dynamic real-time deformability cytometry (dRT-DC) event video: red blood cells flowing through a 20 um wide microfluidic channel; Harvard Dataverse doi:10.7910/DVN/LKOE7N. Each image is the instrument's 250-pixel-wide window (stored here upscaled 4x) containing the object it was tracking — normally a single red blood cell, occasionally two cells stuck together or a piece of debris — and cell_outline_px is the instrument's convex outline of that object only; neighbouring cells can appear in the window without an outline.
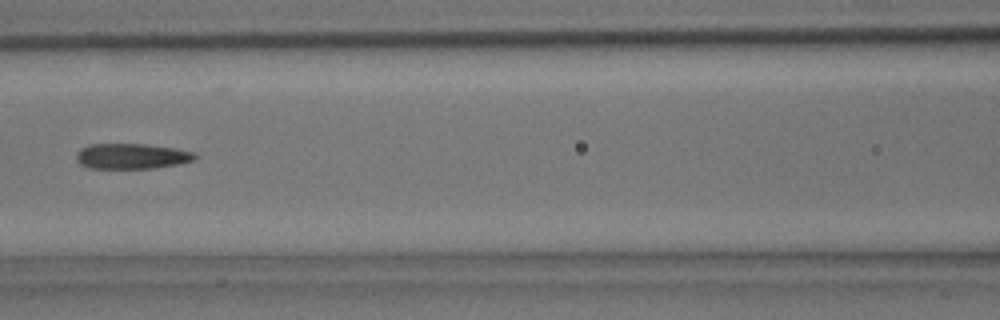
{"species": "common noctule bat (a hibernating species)", "species_latin": "Nyctalus noctula", "temperature_condition": "room temperature", "stored_images_in_passage": 44, "camera_frame_rate_fps": 3000, "um_per_image_px": 0.085, "animal": {"sex": "male", "body_mass_g": 15.6}, "frame": {"image": 1, "passage_image": 19, "time_ms": 6.0, "image_size_px": [1000, 320], "cell_outline_px": [[196, 160], [176, 164], [152, 168], [92, 168], [80, 164], [76, 160], [76, 152], [80, 148], [88, 144], [144, 144], [176, 148], [192, 152], [196, 156]], "centroid_in_image_um": [11.15, 13.27], "position_along_channel_um": 155.4, "area_um2": 17.51}}